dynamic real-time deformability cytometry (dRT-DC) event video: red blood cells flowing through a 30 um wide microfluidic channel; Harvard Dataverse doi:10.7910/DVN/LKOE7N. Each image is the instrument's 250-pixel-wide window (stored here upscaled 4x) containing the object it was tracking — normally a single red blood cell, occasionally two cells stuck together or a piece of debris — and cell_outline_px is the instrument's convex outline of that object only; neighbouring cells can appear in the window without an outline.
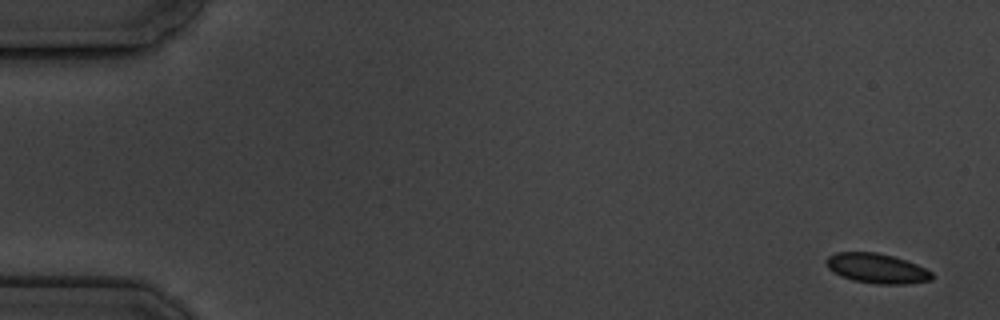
{"species": "common noctule bat (a hibernating species)", "species_latin": "Nyctalus noctula", "temperature_condition": "cold", "stored_images_in_passage": 9, "camera_frame_rate_fps": 3000, "um_per_image_px": 0.085, "animal": {"sex": "male", "body_mass_g": 19.5, "forearm_length_mm": 54.6}, "frame": {"image": 1, "passage_image": 1, "time_ms": 0.0, "image_size_px": [1000, 320], "cell_outline_px": [[932, 280], [904, 284], [876, 284], [852, 280], [840, 276], [828, 268], [824, 260], [828, 256], [836, 252], [876, 252], [892, 256], [916, 264], [932, 272]], "centroid_in_image_um": [74.49, 22.81], "position_along_channel_um": 10.5, "area_um2": 18.32}}
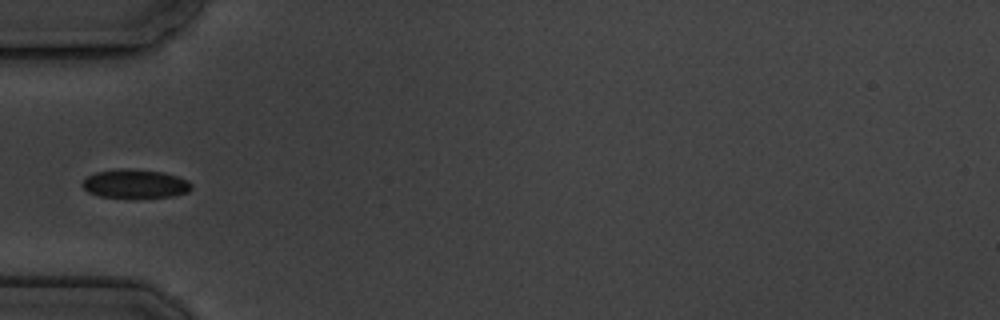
{"frame": {"image": 2, "passage_image": 6, "time_ms": 5.667, "image_size_px": [1000, 320], "cell_outline_px": [[192, 188], [188, 192], [172, 196], [100, 196], [88, 192], [80, 184], [88, 176], [96, 172], [120, 168], [164, 172], [188, 180], [192, 184]], "centroid_in_image_um": [11.49, 15.6], "position_along_channel_um": 73.5, "area_um2": 17.8}}
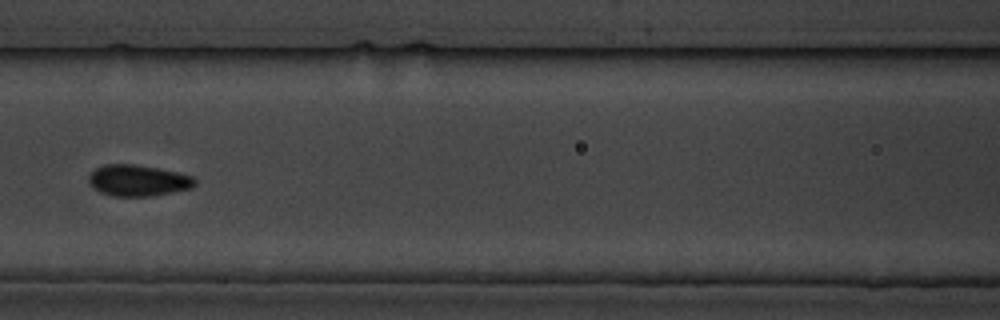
{"frame": {"image": 3, "passage_image": 8, "time_ms": 8.0, "image_size_px": [1000, 320], "cell_outline_px": [[196, 184], [192, 188], [152, 196], [112, 196], [100, 192], [88, 180], [88, 176], [96, 168], [104, 164], [132, 164], [180, 172], [192, 176], [196, 180]], "centroid_in_image_um": [11.76, 15.34], "position_along_channel_um": 154.8, "area_um2": 19.25}}